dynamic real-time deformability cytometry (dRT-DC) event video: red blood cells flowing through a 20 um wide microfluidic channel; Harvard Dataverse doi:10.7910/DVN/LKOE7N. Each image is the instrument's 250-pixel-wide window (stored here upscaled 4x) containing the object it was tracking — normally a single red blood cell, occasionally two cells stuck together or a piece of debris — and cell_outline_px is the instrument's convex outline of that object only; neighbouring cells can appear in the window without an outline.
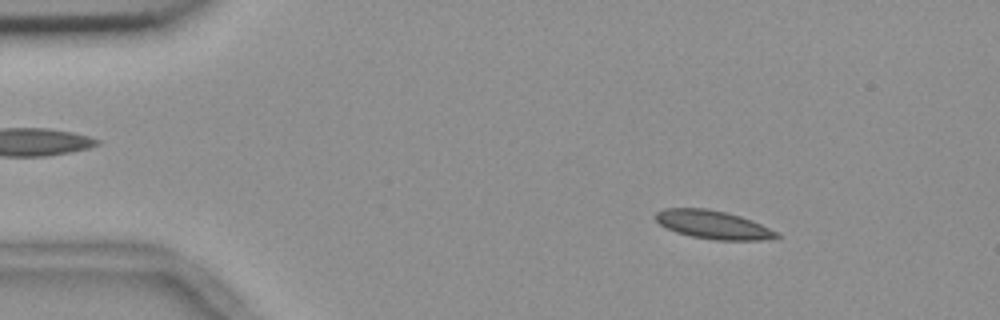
{"species": "common noctule bat (a hibernating species)", "species_latin": "Nyctalus noctula", "temperature_condition": "room temperature", "stored_images_in_passage": 5, "camera_frame_rate_fps": 3000, "um_per_image_px": 0.085, "animal": {"sex": "female", "body_mass_g": 18.4}, "frame": {"image": 1, "passage_image": 2, "time_ms": 0.333, "image_size_px": [1000, 320], "cell_outline_px": [[780, 236], [760, 240], [716, 240], [692, 236], [676, 232], [660, 224], [652, 216], [656, 212], [664, 208], [708, 208], [740, 216], [752, 220], [780, 232]], "centroid_in_image_um": [60.61, 19.09], "position_along_channel_um": 24.4, "area_um2": 20.0}}